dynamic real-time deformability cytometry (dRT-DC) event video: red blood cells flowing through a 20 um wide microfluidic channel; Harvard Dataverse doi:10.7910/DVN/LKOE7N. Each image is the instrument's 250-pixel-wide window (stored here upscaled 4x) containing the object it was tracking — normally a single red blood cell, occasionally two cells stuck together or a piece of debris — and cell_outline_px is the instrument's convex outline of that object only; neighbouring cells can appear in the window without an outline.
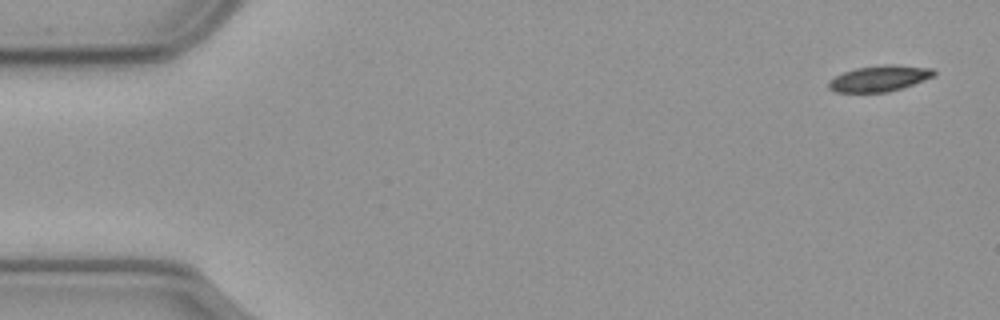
{"species": "common noctule bat (a hibernating species)", "species_latin": "Nyctalus noctula", "temperature_condition": "cold", "stored_images_in_passage": 56, "camera_frame_rate_fps": 3000, "um_per_image_px": 0.085, "animal": {"sex": "male", "body_mass_g": 23.1, "forearm_length_mm": 52.7}, "frame": {"image": 1, "passage_image": 1, "time_ms": 0.0, "image_size_px": [1000, 320], "cell_outline_px": [[936, 72], [932, 76], [912, 84], [900, 88], [884, 92], [836, 92], [828, 88], [828, 84], [836, 76], [844, 72], [856, 68], [884, 64], [892, 64], [932, 68]], "centroid_in_image_um": [74.73, 6.65], "position_along_channel_um": 10.3, "area_um2": 15.55}}
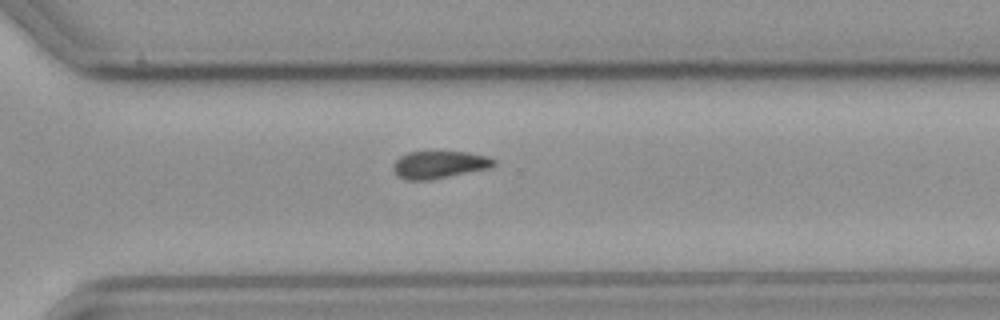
{"frame": {"image": 2, "passage_image": 39, "time_ms": 12.667, "image_size_px": [1000, 320], "cell_outline_px": [[496, 164], [488, 168], [428, 180], [408, 180], [400, 176], [392, 168], [392, 164], [400, 156], [408, 152], [468, 152], [488, 156], [496, 160]], "centroid_in_image_um": [37.34, 13.98], "position_along_channel_um": 333.3, "area_um2": 15.84}}
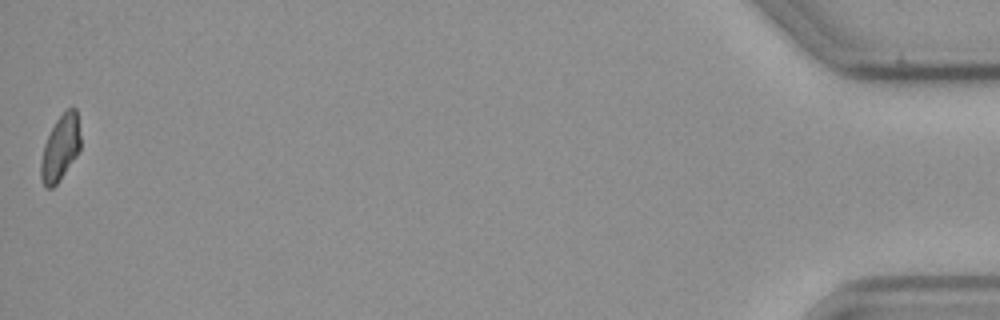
{"frame": {"image": 3, "passage_image": 56, "time_ms": 18.333, "image_size_px": [1000, 320], "cell_outline_px": [[80, 148], [76, 156], [56, 184], [52, 188], [44, 188], [40, 176], [40, 164], [44, 144], [56, 120], [68, 108], [76, 108], [80, 136]], "centroid_in_image_um": [5.11, 12.59], "position_along_channel_um": 430.1, "area_um2": 14.91}, "authors_computed_cell_mechanics": {"area_um2": 16.184, "velocity_mm_per_s": 3.5518, "shape_relaxation_time_tau1_ms": 6.3008, "shape_relaxation_time_tau2_ms": null, "deformation_change_tau1": 0.109, "deformation_change_tau2": null}}